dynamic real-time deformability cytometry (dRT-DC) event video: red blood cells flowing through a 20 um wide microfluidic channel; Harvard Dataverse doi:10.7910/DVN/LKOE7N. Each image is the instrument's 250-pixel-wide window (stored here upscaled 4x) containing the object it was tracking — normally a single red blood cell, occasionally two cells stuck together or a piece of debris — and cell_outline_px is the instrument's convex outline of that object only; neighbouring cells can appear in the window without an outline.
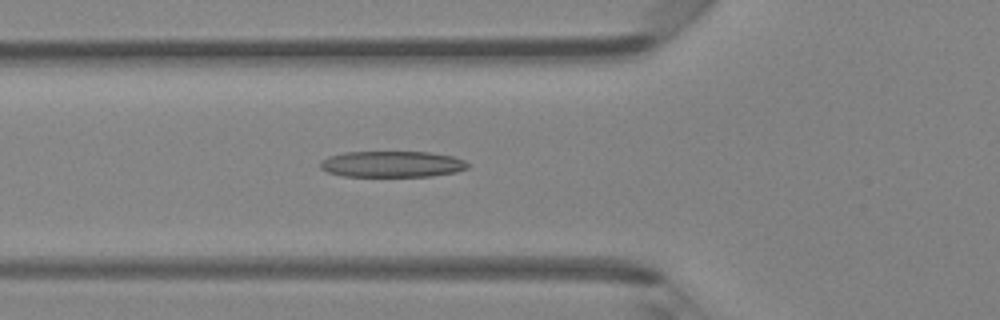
{"species": "Egyptian fruit bat (a non-hibernating species)", "species_latin": "Rousettus aegyptiacus", "temperature_condition": "room temperature", "stored_images_in_passage": 47, "camera_frame_rate_fps": 3000, "um_per_image_px": 0.085, "animal": {"sex": "female"}, "frame": {"image": 1, "passage_image": 17, "time_ms": 5.333, "image_size_px": [1000, 320], "cell_outline_px": [[472, 164], [468, 168], [456, 172], [432, 176], [344, 176], [328, 172], [320, 168], [320, 160], [328, 156], [344, 152], [428, 152], [452, 156], [464, 160]], "centroid_in_image_um": [33.34, 13.95], "position_along_channel_um": 92.5, "area_um2": 22.6}}
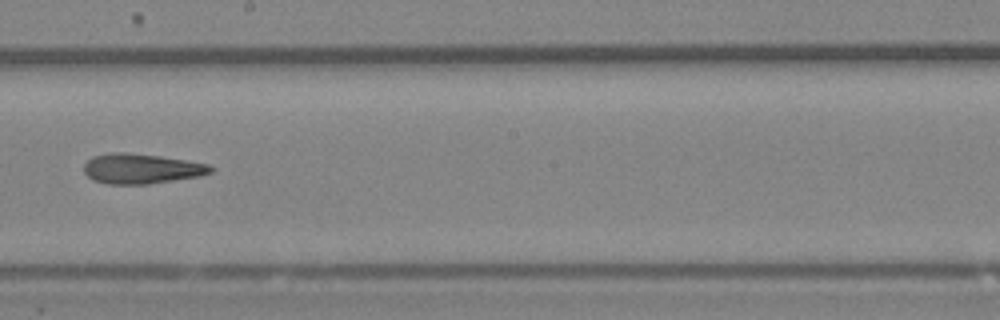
{"frame": {"image": 2, "passage_image": 27, "time_ms": 8.667, "image_size_px": [1000, 320], "cell_outline_px": [[216, 168], [212, 172], [200, 176], [148, 184], [108, 184], [92, 180], [84, 172], [84, 164], [92, 156], [112, 152], [124, 152], [160, 156], [208, 164]], "centroid_in_image_um": [12.01, 14.34], "position_along_channel_um": 236.2, "area_um2": 22.2}}
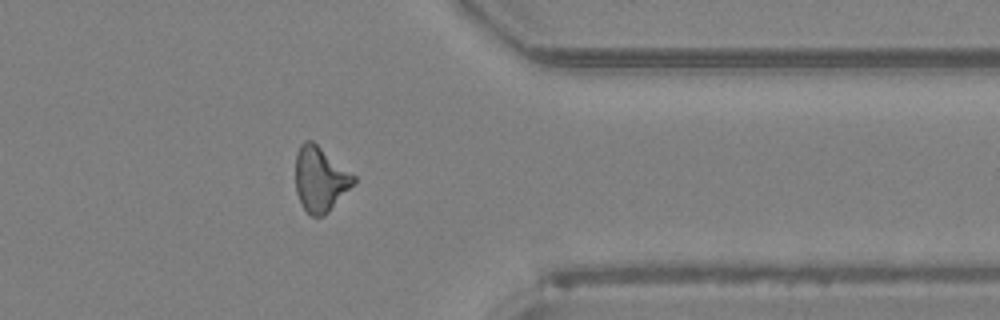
{"frame": {"image": 3, "passage_image": 38, "time_ms": 12.333, "image_size_px": [1000, 320], "cell_outline_px": [[356, 180], [328, 212], [324, 216], [312, 216], [304, 208], [296, 192], [296, 152], [300, 144], [304, 140], [312, 140], [356, 176]], "centroid_in_image_um": [27.2, 15.2], "position_along_channel_um": 384.2, "area_um2": 21.68}, "authors_computed_cell_mechanics": {"area_um2": 22.253, "velocity_mm_per_s": 4.3278, "shape_relaxation_time_tau1_ms": 4.6673, "shape_relaxation_time_tau2_ms": 6.5353, "deformation_change_tau1": 0.1657, "deformation_change_tau2": 0.2313}}